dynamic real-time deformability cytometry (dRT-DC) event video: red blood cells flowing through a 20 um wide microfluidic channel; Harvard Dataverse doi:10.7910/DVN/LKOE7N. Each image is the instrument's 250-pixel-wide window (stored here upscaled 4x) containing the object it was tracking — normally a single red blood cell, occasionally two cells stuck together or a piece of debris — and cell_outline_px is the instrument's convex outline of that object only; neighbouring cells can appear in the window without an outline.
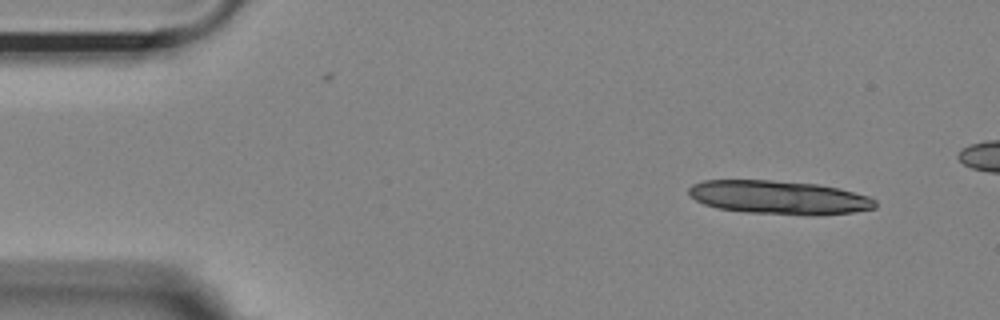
{"species": "Egyptian fruit bat (a non-hibernating species)", "species_latin": "Rousettus aegyptiacus", "temperature_condition": "room temperature", "stored_images_in_passage": 13, "camera_frame_rate_fps": 3000, "um_per_image_px": 0.085, "animal": {"sex": "female"}, "frame": {"image": 1, "passage_image": 3, "time_ms": 0.667, "image_size_px": [1000, 320], "cell_outline_px": [[876, 208], [852, 212], [816, 216], [808, 216], [744, 212], [716, 208], [704, 204], [688, 196], [688, 188], [692, 184], [704, 180], [772, 180], [816, 184], [840, 188], [868, 196], [876, 200]], "centroid_in_image_um": [66.2, 16.79], "position_along_channel_um": 18.8, "area_um2": 36.99}}